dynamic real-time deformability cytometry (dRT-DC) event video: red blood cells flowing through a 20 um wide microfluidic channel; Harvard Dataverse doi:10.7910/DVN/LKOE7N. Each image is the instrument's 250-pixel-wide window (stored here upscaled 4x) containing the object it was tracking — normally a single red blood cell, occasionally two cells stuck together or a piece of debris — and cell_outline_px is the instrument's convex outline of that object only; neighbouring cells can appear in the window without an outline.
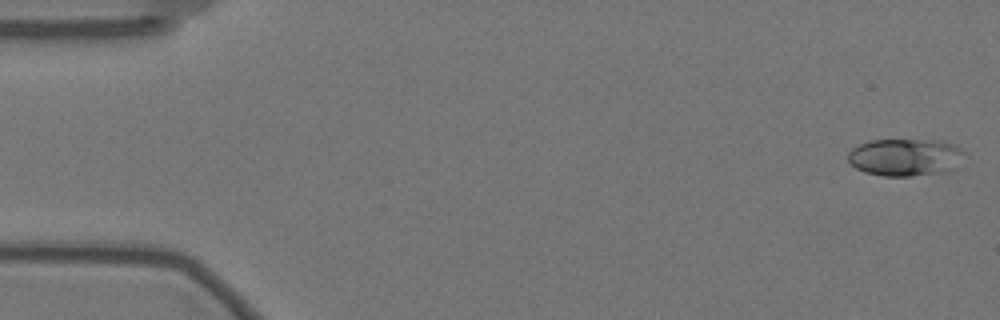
{"species": "Egyptian fruit bat (a non-hibernating species)", "species_latin": "Rousettus aegyptiacus", "temperature_condition": "warm", "stored_images_in_passage": 57, "camera_frame_rate_fps": 3000, "um_per_image_px": 0.085, "animal": {"sex": "female"}, "frame": {"image": 1, "passage_image": 1, "time_ms": 0.0, "image_size_px": [1000, 320], "cell_outline_px": [[964, 152], [956, 168], [952, 172], [908, 176], [884, 176], [864, 172], [856, 168], [848, 160], [848, 152], [852, 148], [860, 144], [872, 140], [944, 140], [956, 144], [964, 148]], "centroid_in_image_um": [77.01, 13.36], "position_along_channel_um": 8.0, "area_um2": 25.78}}
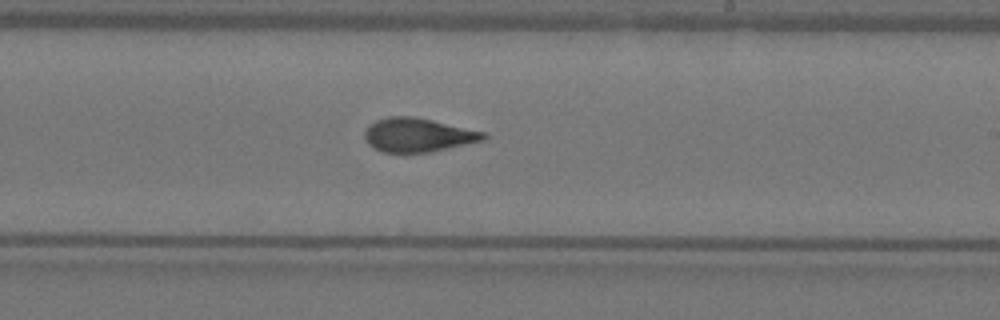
{"frame": {"image": 2, "passage_image": 33, "time_ms": 10.667, "image_size_px": [1000, 320], "cell_outline_px": [[488, 136], [484, 140], [432, 152], [384, 152], [372, 148], [364, 140], [364, 132], [376, 120], [388, 116], [412, 116], [432, 120], [488, 132]], "centroid_in_image_um": [35.55, 11.47], "position_along_channel_um": 253.4, "area_um2": 23.58}}
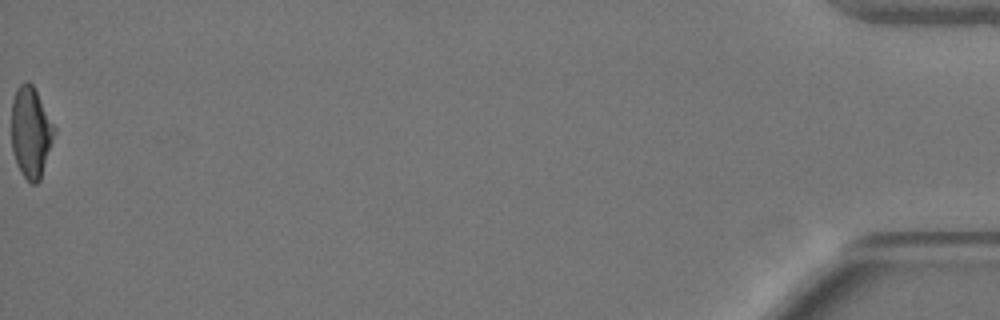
{"frame": {"image": 3, "passage_image": 57, "time_ms": 18.667, "image_size_px": [1000, 320], "cell_outline_px": [[56, 132], [40, 180], [36, 184], [32, 184], [20, 172], [16, 164], [12, 148], [12, 100], [20, 84], [24, 80], [28, 80], [32, 84], [56, 128]], "centroid_in_image_um": [2.63, 11.25], "position_along_channel_um": 432.6, "area_um2": 22.66}, "authors_computed_cell_mechanics": {"area_um2": 23.4668, "velocity_mm_per_s": 3.5338, "shape_relaxation_time_tau1_ms": null, "shape_relaxation_time_tau2_ms": 1.64, "deformation_change_tau1": null, "deformation_change_tau2": 0.0888}}